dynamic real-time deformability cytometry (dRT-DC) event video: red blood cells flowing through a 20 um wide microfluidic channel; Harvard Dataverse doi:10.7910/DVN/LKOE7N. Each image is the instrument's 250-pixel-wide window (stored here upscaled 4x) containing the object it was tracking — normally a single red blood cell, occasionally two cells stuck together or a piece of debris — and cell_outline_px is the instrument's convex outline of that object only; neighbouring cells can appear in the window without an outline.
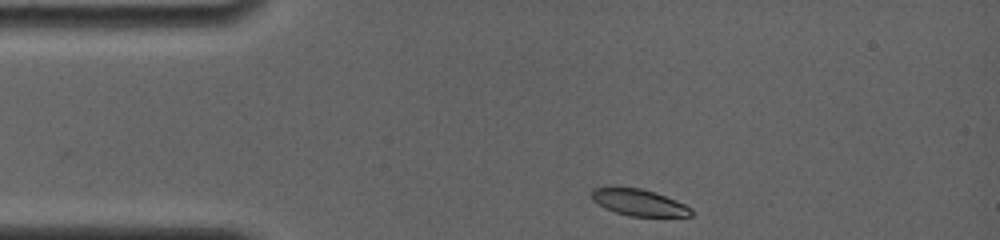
{"species": "common noctule bat (a hibernating species)", "species_latin": "Nyctalus noctula", "temperature_condition": "room temperature", "stored_images_in_passage": 40, "camera_frame_rate_fps": 4000, "um_per_image_px": 0.085, "animal": {"sex": "female", "body_mass_g": 19.0, "forearm_length_mm": 56.7}, "frame": {"image": 1, "passage_image": 1, "time_ms": 0.0, "image_size_px": [1000, 240], "cell_outline_px": [[692, 216], [628, 216], [604, 208], [592, 200], [592, 188], [608, 184], [612, 184], [640, 188], [656, 192], [676, 200], [692, 208]], "centroid_in_image_um": [54.23, 17.16], "position_along_channel_um": 30.8, "area_um2": 16.01}}
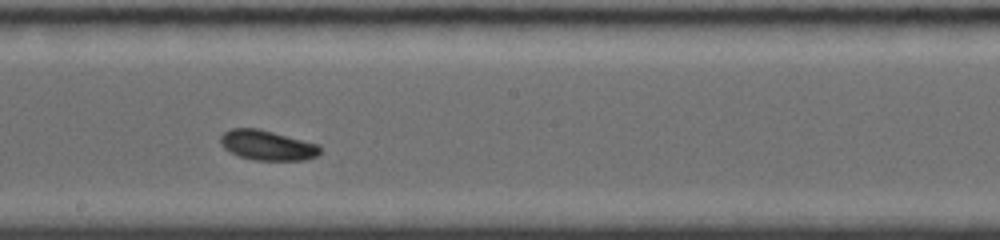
{"frame": {"image": 2, "passage_image": 21, "time_ms": 6.25, "image_size_px": [1000, 240], "cell_outline_px": [[320, 152], [316, 156], [304, 160], [256, 160], [240, 156], [224, 148], [220, 144], [220, 136], [224, 132], [232, 128], [256, 128], [320, 144]], "centroid_in_image_um": [22.72, 12.34], "position_along_channel_um": 225.5, "area_um2": 17.22}}
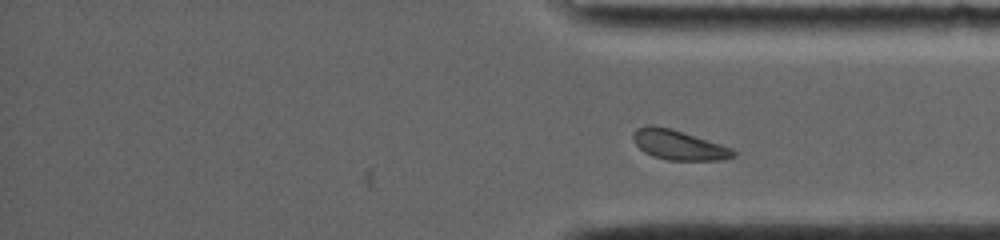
{"frame": {"image": 3, "passage_image": 40, "time_ms": 10.25, "image_size_px": [1000, 240], "cell_outline_px": [[736, 156], [716, 160], [668, 160], [652, 156], [644, 152], [632, 140], [632, 132], [636, 128], [648, 124], [652, 124], [672, 128], [732, 148], [736, 152]], "centroid_in_image_um": [57.63, 12.3], "position_along_channel_um": 377.6, "area_um2": 17.51}}